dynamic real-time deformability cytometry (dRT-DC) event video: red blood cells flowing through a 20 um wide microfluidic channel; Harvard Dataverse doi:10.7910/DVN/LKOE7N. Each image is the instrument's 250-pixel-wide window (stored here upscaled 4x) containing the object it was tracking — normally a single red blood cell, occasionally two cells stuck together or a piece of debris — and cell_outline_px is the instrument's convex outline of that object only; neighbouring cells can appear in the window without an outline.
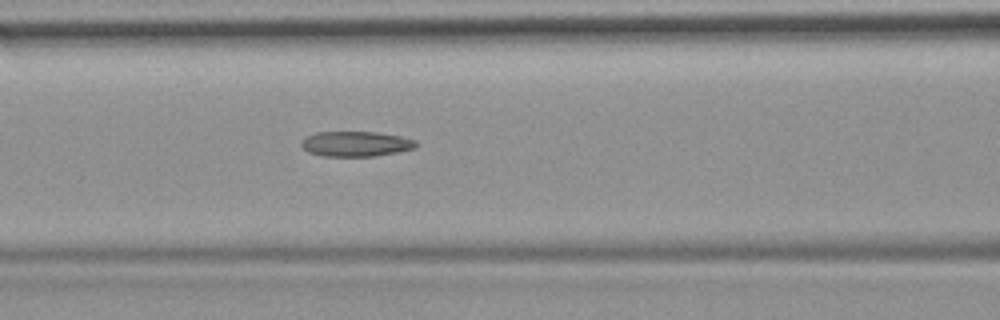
{"species": "common noctule bat (a hibernating species)", "species_latin": "Nyctalus noctula", "temperature_condition": "room temperature", "stored_images_in_passage": 37, "camera_frame_rate_fps": 3000, "um_per_image_px": 0.085, "animal": {"sex": "female", "body_mass_g": 19.9}, "frame": {"image": 1, "passage_image": 6, "time_ms": 1.667, "image_size_px": [1000, 320], "cell_outline_px": [[420, 144], [416, 148], [376, 156], [320, 156], [308, 152], [300, 144], [308, 136], [316, 132], [376, 132], [400, 136], [416, 140]], "centroid_in_image_um": [30.29, 12.23], "position_along_channel_um": 136.3, "area_um2": 16.82}}